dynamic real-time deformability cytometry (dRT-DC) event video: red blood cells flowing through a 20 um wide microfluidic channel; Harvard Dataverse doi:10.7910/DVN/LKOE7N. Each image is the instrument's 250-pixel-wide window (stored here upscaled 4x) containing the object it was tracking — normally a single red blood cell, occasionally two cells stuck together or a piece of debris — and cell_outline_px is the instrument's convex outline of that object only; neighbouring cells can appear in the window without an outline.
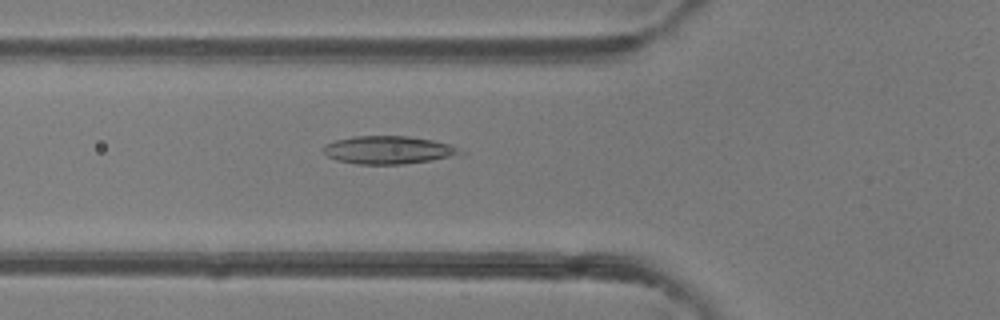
{"species": "common noctule bat (a hibernating species)", "species_latin": "Nyctalus noctula", "temperature_condition": "room temperature", "stored_images_in_passage": 49, "camera_frame_rate_fps": 3000, "um_per_image_px": 0.085, "animal": {"sex": "female"}, "frame": {"image": 1, "passage_image": 18, "time_ms": 5.667, "image_size_px": [1000, 320], "cell_outline_px": [[456, 152], [448, 156], [432, 160], [404, 164], [356, 164], [336, 160], [328, 156], [324, 152], [324, 144], [336, 140], [352, 136], [408, 136], [432, 140], [448, 144], [456, 148]], "centroid_in_image_um": [32.87, 12.74], "position_along_channel_um": 92.9, "area_um2": 21.73}}
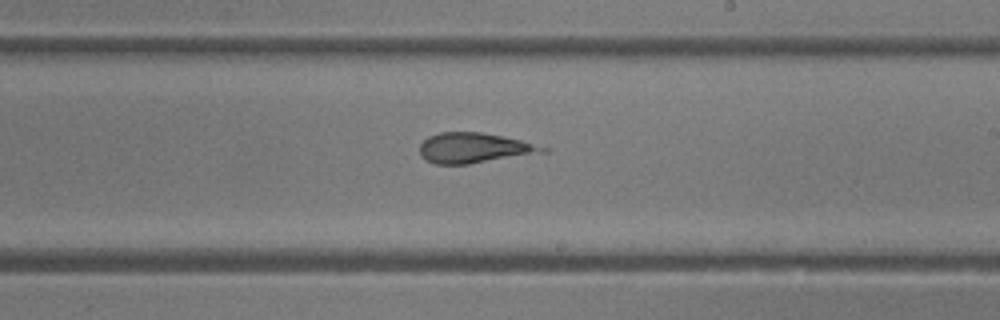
{"frame": {"image": 2, "passage_image": 29, "time_ms": 9.333, "image_size_px": [1000, 320], "cell_outline_px": [[552, 148], [548, 152], [468, 164], [436, 164], [420, 156], [420, 144], [428, 136], [440, 132], [480, 132], [504, 136]], "centroid_in_image_um": [40.34, 12.57], "position_along_channel_um": 248.7, "area_um2": 21.73}}
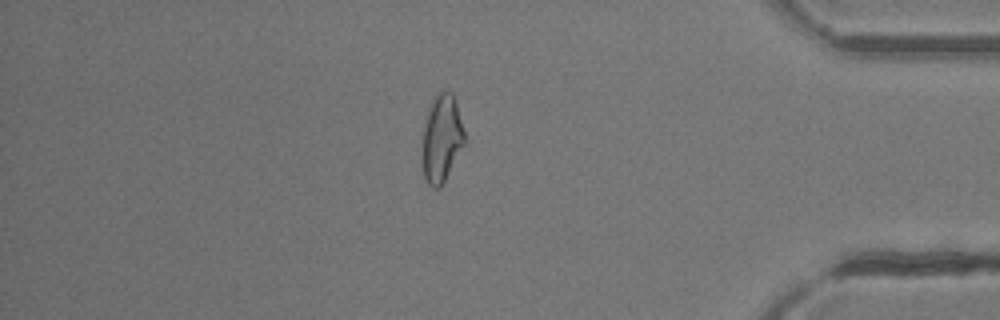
{"frame": {"image": 3, "passage_image": 42, "time_ms": 13.667, "image_size_px": [1000, 320], "cell_outline_px": [[464, 144], [440, 188], [432, 188], [428, 184], [424, 176], [420, 140], [420, 136], [432, 100], [436, 92], [448, 88], [452, 92], [456, 100], [464, 132]], "centroid_in_image_um": [37.5, 11.72], "position_along_channel_um": 397.7, "area_um2": 21.91}, "authors_computed_cell_mechanics": {"area_um2": 22.0218, "velocity_mm_per_s": 4.232, "shape_relaxation_time_tau1_ms": null, "shape_relaxation_time_tau2_ms": 1.611, "deformation_change_tau1": null, "deformation_change_tau2": 0.1227}}